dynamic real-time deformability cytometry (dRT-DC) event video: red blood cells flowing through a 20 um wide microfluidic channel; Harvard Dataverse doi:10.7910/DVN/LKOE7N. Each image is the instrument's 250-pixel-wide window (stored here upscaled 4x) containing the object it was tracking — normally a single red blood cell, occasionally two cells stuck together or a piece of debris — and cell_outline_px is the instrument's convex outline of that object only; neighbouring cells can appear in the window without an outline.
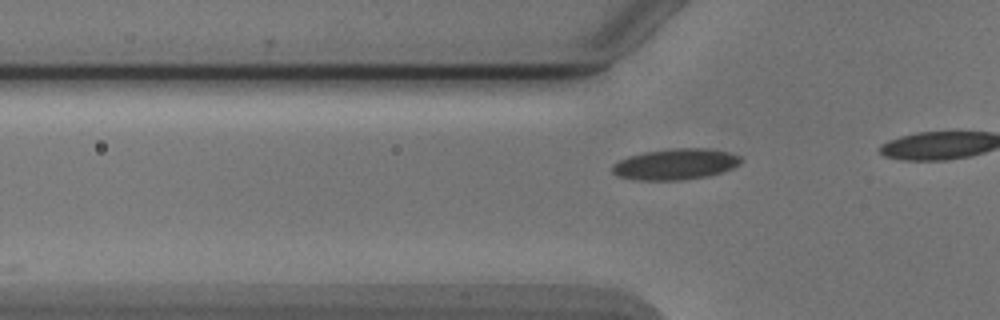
{"species": "Egyptian fruit bat (a non-hibernating species)", "species_latin": "Rousettus aegyptiacus", "temperature_condition": "cold", "stored_images_in_passage": 12, "camera_frame_rate_fps": 3000, "um_per_image_px": 0.085, "animal": {"sex": "male"}, "frame": {"image": 1, "passage_image": 6, "time_ms": 1.667, "image_size_px": [1000, 320], "cell_outline_px": [[740, 164], [732, 168], [708, 176], [680, 180], [640, 180], [616, 176], [612, 172], [612, 164], [628, 156], [644, 152], [668, 148], [708, 148], [728, 152], [740, 156]], "centroid_in_image_um": [57.38, 13.95], "position_along_channel_um": 68.4, "area_um2": 23.24}}
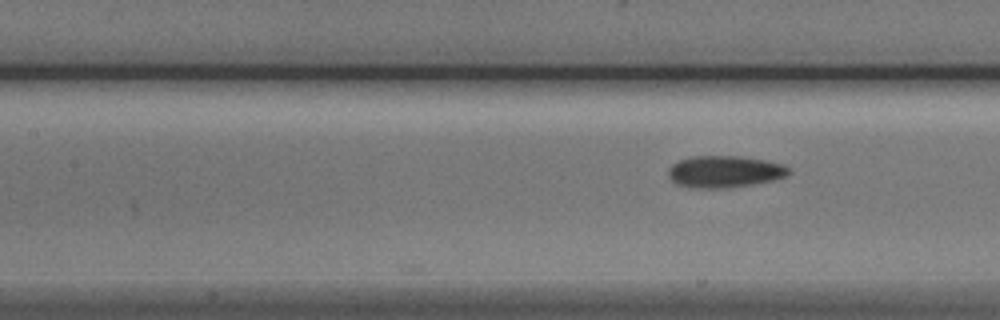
{"frame": {"image": 2, "passage_image": 12, "time_ms": 3.667, "image_size_px": [1000, 320], "cell_outline_px": [[792, 172], [788, 176], [772, 180], [752, 184], [728, 188], [692, 188], [676, 184], [668, 176], [668, 168], [672, 164], [688, 156], [740, 156], [764, 160], [784, 164]], "centroid_in_image_um": [61.58, 14.59], "position_along_channel_um": 145.8, "area_um2": 22.54}}